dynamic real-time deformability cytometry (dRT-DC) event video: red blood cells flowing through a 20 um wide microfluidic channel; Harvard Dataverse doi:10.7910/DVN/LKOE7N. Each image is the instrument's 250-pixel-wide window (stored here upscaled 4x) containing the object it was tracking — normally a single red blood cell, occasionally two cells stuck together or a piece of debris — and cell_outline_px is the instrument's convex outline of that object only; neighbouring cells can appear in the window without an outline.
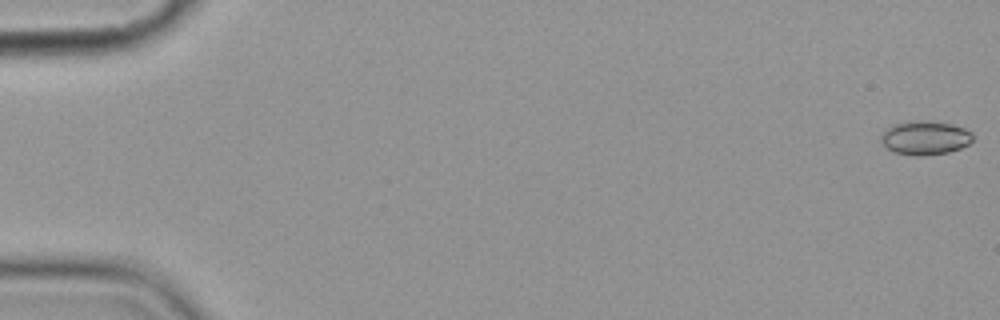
{"species": "common noctule bat (a hibernating species)", "species_latin": "Nyctalus noctula", "temperature_condition": "cold", "stored_images_in_passage": 5, "camera_frame_rate_fps": 3000, "um_per_image_px": 0.085, "animal": {"sex": "female", "body_mass_g": 19.9}, "frame": {"image": 1, "passage_image": 1, "time_ms": 0.0, "image_size_px": [1000, 320], "cell_outline_px": [[972, 140], [968, 144], [960, 148], [948, 152], [924, 156], [916, 156], [896, 152], [888, 148], [880, 140], [880, 136], [892, 124], [912, 120], [916, 120], [952, 124], [964, 128], [972, 132]], "centroid_in_image_um": [78.63, 11.71], "position_along_channel_um": 6.4, "area_um2": 17.98}}
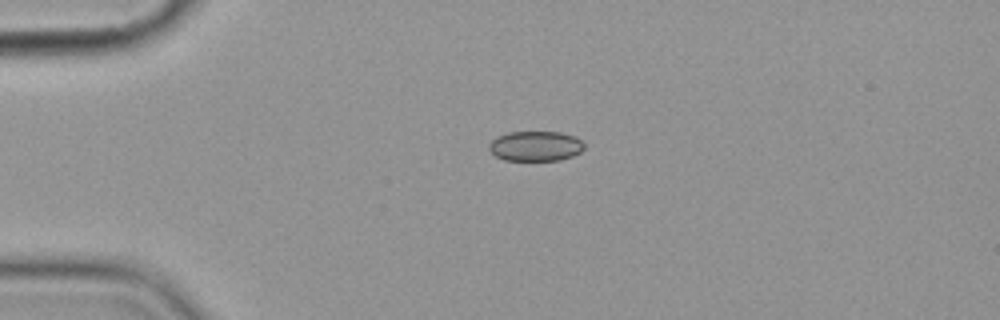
{"frame": {"image": 2, "passage_image": 4, "time_ms": 4.333, "image_size_px": [1000, 320], "cell_outline_px": [[584, 148], [580, 152], [572, 156], [560, 160], [504, 160], [496, 156], [488, 148], [488, 144], [496, 136], [508, 132], [560, 132], [572, 136], [580, 140], [584, 144]], "centroid_in_image_um": [45.49, 12.41], "position_along_channel_um": 39.5, "area_um2": 16.59}}